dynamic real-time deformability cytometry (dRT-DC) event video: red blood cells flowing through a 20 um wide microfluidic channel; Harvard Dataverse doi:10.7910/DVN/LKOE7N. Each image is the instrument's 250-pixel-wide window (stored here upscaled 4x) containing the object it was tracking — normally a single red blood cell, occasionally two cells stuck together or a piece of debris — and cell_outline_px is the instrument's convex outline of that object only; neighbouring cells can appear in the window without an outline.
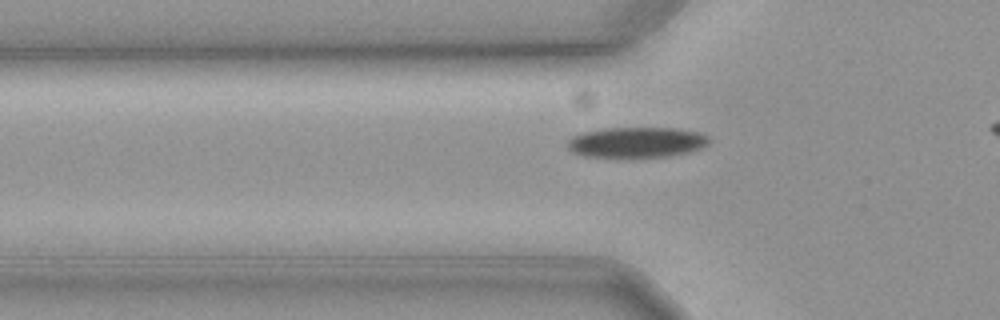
{"species": "common noctule bat (a hibernating species)", "species_latin": "Nyctalus noctula", "temperature_condition": "cold", "stored_images_in_passage": 34, "camera_frame_rate_fps": 3000, "um_per_image_px": 0.085, "animal": {"sex": "female", "body_mass_g": 19.3, "forearm_length_mm": 54.1}, "frame": {"image": 1, "passage_image": 3, "time_ms": 0.667, "image_size_px": [1000, 320], "cell_outline_px": [[712, 140], [708, 144], [700, 148], [668, 156], [584, 156], [572, 152], [568, 148], [568, 140], [572, 136], [580, 132], [604, 128], [680, 128], [700, 132], [708, 136]], "centroid_in_image_um": [54.11, 12.06], "position_along_channel_um": 71.7, "area_um2": 24.97}}
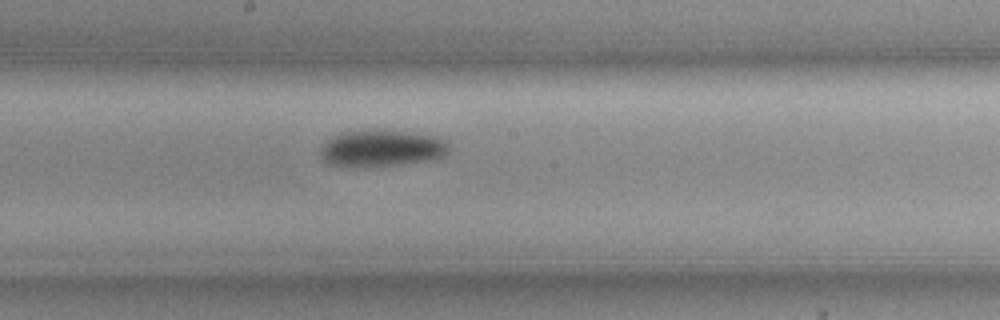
{"frame": {"image": 2, "passage_image": 15, "time_ms": 4.667, "image_size_px": [1000, 320], "cell_outline_px": [[452, 148], [444, 156], [432, 160], [404, 164], [368, 168], [328, 164], [320, 156], [320, 148], [328, 140], [344, 132], [408, 132], [440, 136]], "centroid_in_image_um": [32.51, 12.66], "position_along_channel_um": 215.7, "area_um2": 27.28}}
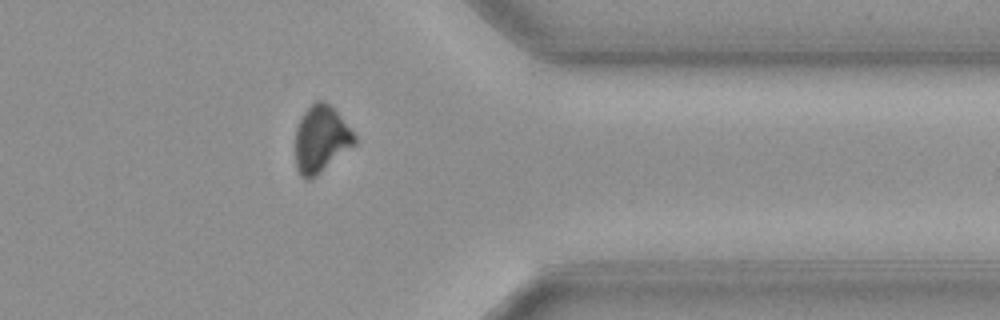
{"frame": {"image": 3, "passage_image": 30, "time_ms": 9.667, "image_size_px": [1000, 320], "cell_outline_px": [[356, 144], [312, 180], [304, 180], [300, 176], [296, 168], [296, 128], [300, 116], [316, 100], [320, 100], [328, 104], [336, 112], [356, 136]], "centroid_in_image_um": [27.26, 11.88], "position_along_channel_um": 384.1, "area_um2": 23.06}, "authors_computed_cell_mechanics": {"area_um2": 26.0967, "velocity_mm_per_s": 3.6016, "shape_relaxation_time_tau1_ms": 6.4886, "shape_relaxation_time_tau2_ms": null, "deformation_change_tau1": 0.1094, "deformation_change_tau2": null}}